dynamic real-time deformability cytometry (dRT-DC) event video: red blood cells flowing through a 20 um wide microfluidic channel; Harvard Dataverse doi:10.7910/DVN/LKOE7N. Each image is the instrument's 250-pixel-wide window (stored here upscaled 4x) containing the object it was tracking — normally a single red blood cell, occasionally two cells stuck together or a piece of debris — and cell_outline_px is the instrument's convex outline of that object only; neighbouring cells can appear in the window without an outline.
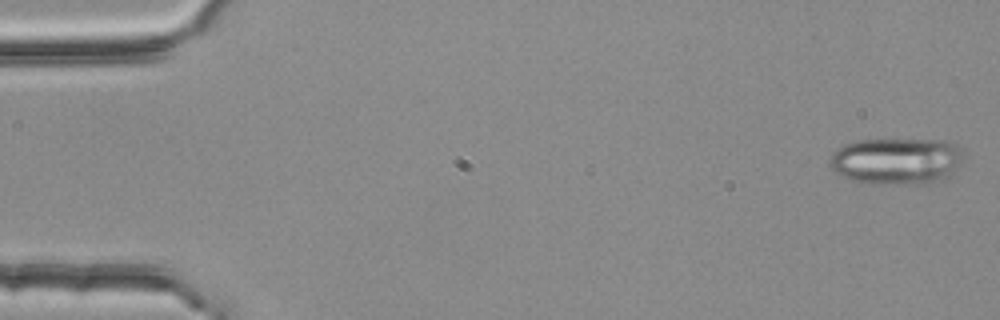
{"species": "common noctule bat (a hibernating species)", "species_latin": "Nyctalus noctula", "temperature_condition": "room temperature", "stored_images_in_passage": 4, "camera_frame_rate_fps": 3000, "um_per_image_px": 0.085, "animal": {"sex": "female", "body_mass_g": 25.1}, "frame": {"image": 1, "passage_image": 1, "time_ms": 0.0, "image_size_px": [1000, 320], "cell_outline_px": [[964, 160], [948, 176], [940, 180], [924, 184], [872, 184], [852, 180], [836, 172], [828, 164], [832, 156], [844, 144], [856, 140], [944, 140], [956, 144], [960, 148]], "centroid_in_image_um": [76.23, 13.69], "position_along_channel_um": 8.8, "area_um2": 36.3}}